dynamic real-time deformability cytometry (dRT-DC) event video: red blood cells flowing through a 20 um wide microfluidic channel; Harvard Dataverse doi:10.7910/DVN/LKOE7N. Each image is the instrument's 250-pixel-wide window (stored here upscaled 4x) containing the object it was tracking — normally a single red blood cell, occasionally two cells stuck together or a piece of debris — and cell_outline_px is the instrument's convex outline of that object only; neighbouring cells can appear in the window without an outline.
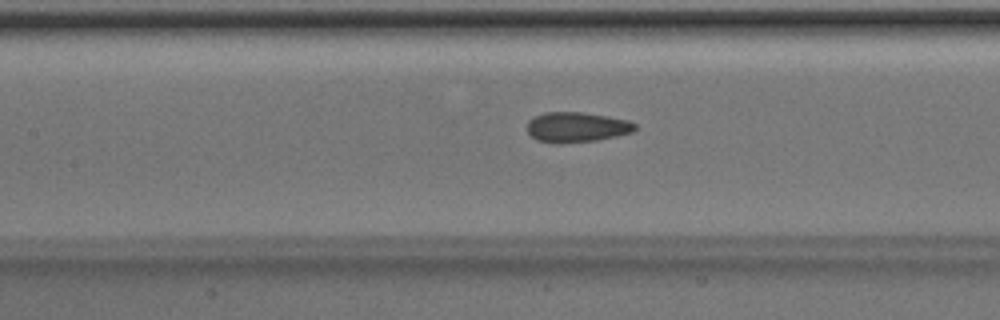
{"species": "Egyptian fruit bat (a non-hibernating species)", "species_latin": "Rousettus aegyptiacus", "temperature_condition": "room temperature", "stored_images_in_passage": 34, "camera_frame_rate_fps": 3000, "um_per_image_px": 0.085, "animal": {"sex": "male"}, "frame": {"image": 1, "passage_image": 11, "time_ms": 3.333, "image_size_px": [1000, 320], "cell_outline_px": [[636, 128], [632, 132], [616, 136], [596, 140], [556, 144], [536, 140], [528, 132], [528, 120], [532, 116], [544, 112], [580, 112], [608, 116], [628, 120], [636, 124]], "centroid_in_image_um": [48.98, 10.8], "position_along_channel_um": 158.4, "area_um2": 19.02}}
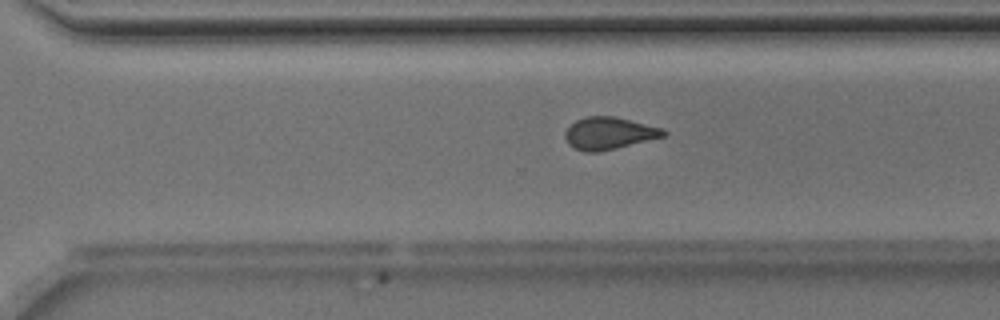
{"frame": {"image": 2, "passage_image": 23, "time_ms": 7.333, "image_size_px": [1000, 320], "cell_outline_px": [[668, 132], [664, 136], [616, 148], [596, 152], [588, 152], [576, 148], [568, 144], [564, 136], [564, 132], [576, 120], [584, 116], [616, 116], [664, 128]], "centroid_in_image_um": [51.78, 11.31], "position_along_channel_um": 318.8, "area_um2": 18.44}}
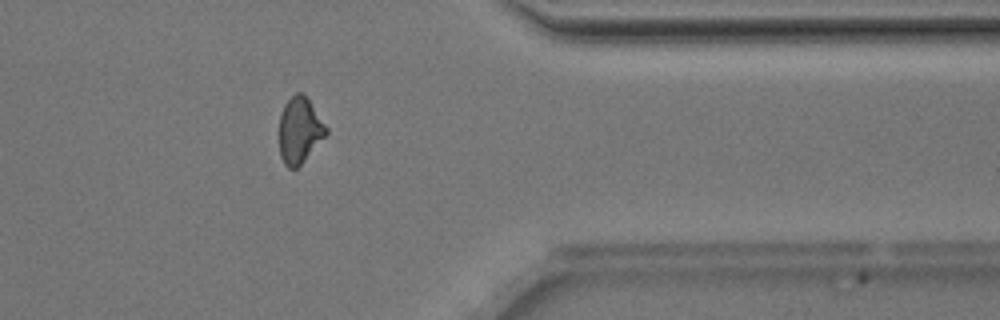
{"frame": {"image": 3, "passage_image": 29, "time_ms": 9.333, "image_size_px": [1000, 320], "cell_outline_px": [[328, 132], [300, 164], [296, 168], [288, 168], [284, 164], [280, 156], [280, 116], [284, 104], [296, 92], [300, 92], [308, 100], [328, 128]], "centroid_in_image_um": [25.45, 11.08], "position_along_channel_um": 386.0, "area_um2": 17.51}, "authors_computed_cell_mechanics": {"area_um2": 18.8717, "velocity_mm_per_s": 4.0319, "shape_relaxation_time_tau1_ms": 6.0577, "shape_relaxation_time_tau2_ms": 1.6821, "deformation_change_tau1": 0.1152, "deformation_change_tau2": 0.0747}}